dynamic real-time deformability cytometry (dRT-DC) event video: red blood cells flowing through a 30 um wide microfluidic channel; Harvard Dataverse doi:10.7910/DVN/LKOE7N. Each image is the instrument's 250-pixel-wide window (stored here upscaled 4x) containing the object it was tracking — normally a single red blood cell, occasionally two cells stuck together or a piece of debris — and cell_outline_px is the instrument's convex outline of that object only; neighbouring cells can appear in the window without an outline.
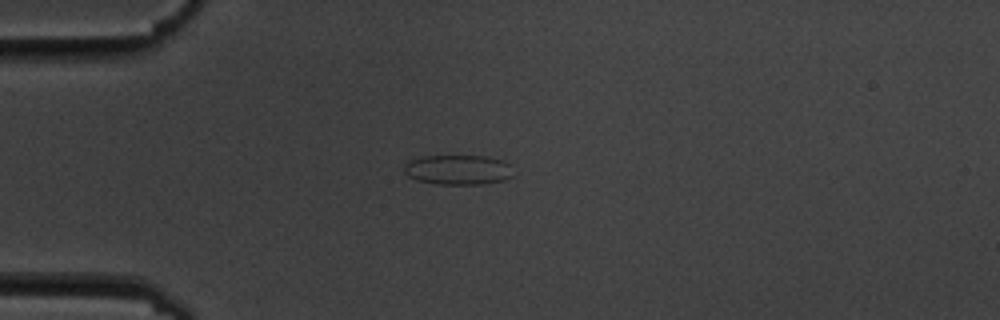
{"species": "common noctule bat (a hibernating species)", "species_latin": "Nyctalus noctula", "temperature_condition": "cold", "stored_images_in_passage": 13, "camera_frame_rate_fps": 3000, "um_per_image_px": 0.085, "animal": {"sex": "male", "body_mass_g": 19.5, "forearm_length_mm": 54.6}, "frame": {"image": 1, "passage_image": 2, "time_ms": 1.0, "image_size_px": [1000, 320], "cell_outline_px": [[512, 176], [504, 180], [480, 184], [436, 184], [416, 180], [408, 176], [404, 172], [404, 164], [408, 160], [424, 156], [488, 156], [504, 160], [508, 164]], "centroid_in_image_um": [38.89, 14.42], "position_along_channel_um": 46.1, "area_um2": 19.02}}
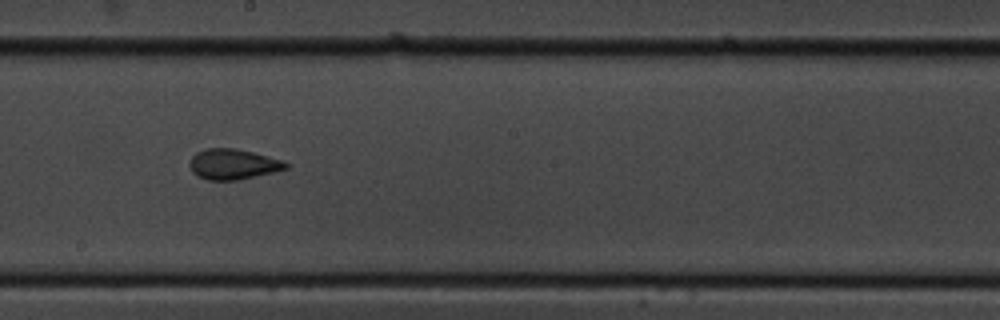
{"frame": {"image": 2, "passage_image": 7, "time_ms": 6.667, "image_size_px": [1000, 320], "cell_outline_px": [[288, 168], [240, 180], [208, 180], [196, 176], [192, 172], [188, 164], [192, 156], [196, 152], [204, 148], [236, 148], [284, 160], [288, 164]], "centroid_in_image_um": [19.77, 13.95], "position_along_channel_um": 228.4, "area_um2": 17.22}}
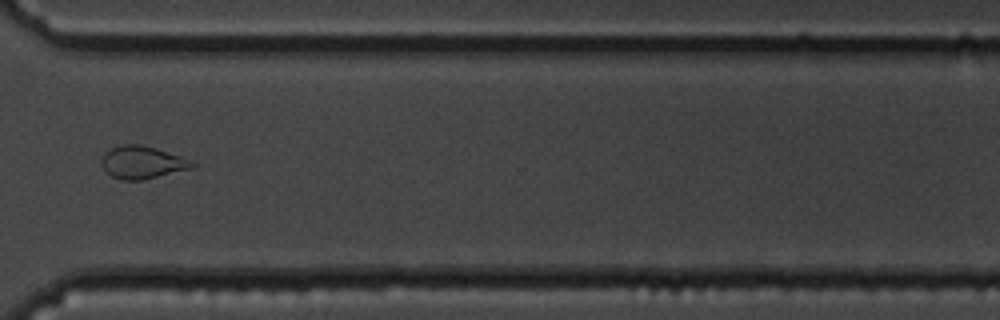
{"frame": {"image": 3, "passage_image": 10, "time_ms": 10.333, "image_size_px": [1000, 320], "cell_outline_px": [[200, 164], [192, 168], [140, 180], [120, 180], [112, 176], [104, 168], [104, 156], [112, 148], [124, 144], [140, 144], [156, 148], [192, 160]], "centroid_in_image_um": [12.18, 13.8], "position_along_channel_um": 358.4, "area_um2": 16.82}, "authors_computed_cell_mechanics": {"area_um2": 17.2244, "velocity_mm_per_s": 3.5644, "shape_relaxation_time_tau1_ms": 5.8552, "shape_relaxation_time_tau2_ms": 1.6657, "deformation_change_tau1": 0.1466, "deformation_change_tau2": 0.0907}}